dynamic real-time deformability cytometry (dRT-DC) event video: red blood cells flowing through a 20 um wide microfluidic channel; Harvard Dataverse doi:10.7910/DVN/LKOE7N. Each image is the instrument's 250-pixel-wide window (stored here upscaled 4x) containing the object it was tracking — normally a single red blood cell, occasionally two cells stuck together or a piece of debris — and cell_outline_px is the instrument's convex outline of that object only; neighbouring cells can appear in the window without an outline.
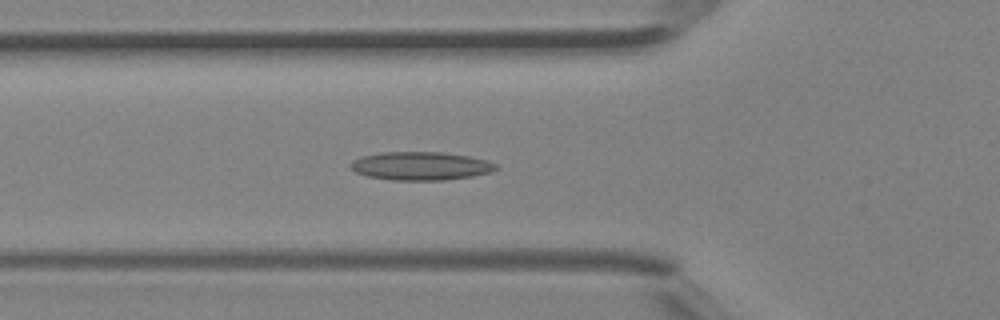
{"species": "Egyptian fruit bat (a non-hibernating species)", "species_latin": "Rousettus aegyptiacus", "temperature_condition": "room temperature", "stored_images_in_passage": 41, "camera_frame_rate_fps": 3000, "um_per_image_px": 0.085, "animal": {"sex": "female"}, "frame": {"image": 1, "passage_image": 15, "time_ms": 4.667, "image_size_px": [1000, 320], "cell_outline_px": [[500, 168], [492, 172], [472, 176], [444, 180], [392, 180], [368, 176], [356, 172], [348, 168], [348, 164], [352, 160], [360, 156], [384, 152], [440, 152], [468, 156], [484, 160], [496, 164]], "centroid_in_image_um": [35.72, 14.11], "position_along_channel_um": 90.1, "area_um2": 24.1}}
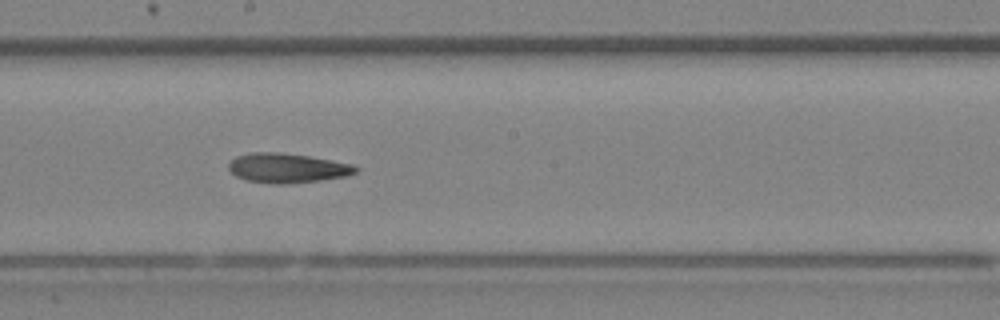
{"frame": {"image": 2, "passage_image": 23, "time_ms": 7.333, "image_size_px": [1000, 320], "cell_outline_px": [[360, 168], [356, 172], [348, 176], [320, 180], [288, 184], [276, 184], [244, 180], [236, 176], [228, 168], [228, 164], [236, 156], [252, 152], [280, 152], [308, 156], [352, 164]], "centroid_in_image_um": [24.41, 14.28], "position_along_channel_um": 223.8, "area_um2": 21.91}}
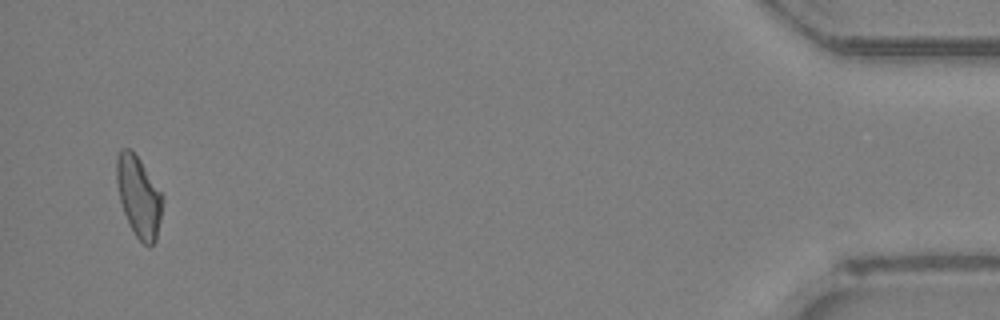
{"frame": {"image": 3, "passage_image": 40, "time_ms": 13.0, "image_size_px": [1000, 320], "cell_outline_px": [[164, 196], [160, 220], [156, 240], [148, 248], [136, 236], [124, 212], [120, 200], [116, 180], [116, 156], [120, 148], [132, 148]], "centroid_in_image_um": [11.79, 16.66], "position_along_channel_um": 423.4, "area_um2": 21.62}}